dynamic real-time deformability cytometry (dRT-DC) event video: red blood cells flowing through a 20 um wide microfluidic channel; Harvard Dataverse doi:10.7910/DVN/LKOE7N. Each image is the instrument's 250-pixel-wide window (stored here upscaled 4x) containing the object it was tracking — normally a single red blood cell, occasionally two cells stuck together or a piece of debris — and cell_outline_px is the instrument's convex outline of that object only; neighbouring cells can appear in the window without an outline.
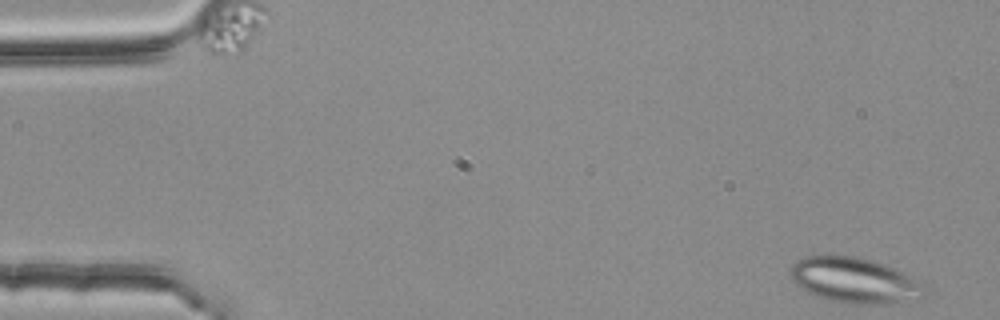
{"species": "common noctule bat (a hibernating species)", "species_latin": "Nyctalus noctula", "temperature_condition": "room temperature", "stored_images_in_passage": 32, "camera_frame_rate_fps": 3000, "um_per_image_px": 0.085, "animal": {"sex": "female", "body_mass_g": 25.1}, "frame": {"image": 1, "passage_image": 1, "time_ms": 0.0, "image_size_px": [1000, 320], "cell_outline_px": [[932, 292], [928, 296], [920, 300], [876, 304], [852, 304], [832, 300], [816, 296], [800, 288], [792, 280], [792, 264], [804, 256], [828, 252], [836, 252], [856, 256], [872, 260], [884, 264], [928, 284]], "centroid_in_image_um": [72.73, 23.8], "position_along_channel_um": 12.3, "area_um2": 36.88}}